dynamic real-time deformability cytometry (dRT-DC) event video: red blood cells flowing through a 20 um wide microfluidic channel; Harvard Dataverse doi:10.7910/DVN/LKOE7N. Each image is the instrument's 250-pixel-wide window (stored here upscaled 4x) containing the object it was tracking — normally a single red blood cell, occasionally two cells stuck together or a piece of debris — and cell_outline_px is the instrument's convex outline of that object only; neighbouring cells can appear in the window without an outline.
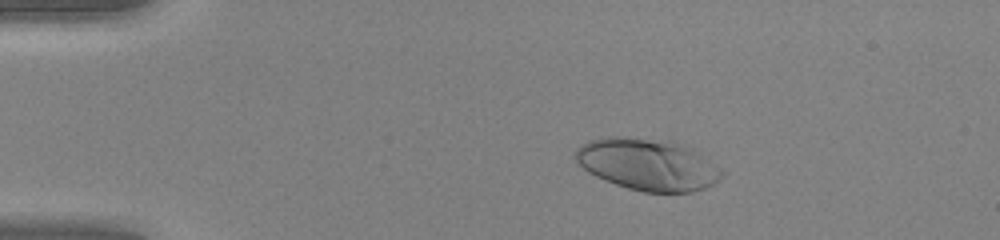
{"species": "human", "species_latin": "Homo sapiens", "temperature_condition": "warm", "stored_images_in_passage": 49, "camera_frame_rate_fps": 3000, "um_per_image_px": 0.085, "donor": {"sex": "female"}, "frame": {"image": 1, "passage_image": 9, "time_ms": 2.667, "image_size_px": [1000, 240], "cell_outline_px": [[728, 172], [724, 176], [712, 184], [704, 188], [692, 192], [644, 192], [628, 188], [604, 180], [588, 172], [576, 160], [576, 148], [588, 140], [608, 136], [616, 136], [672, 140], [684, 144], [692, 148]], "centroid_in_image_um": [55.1, 13.96], "position_along_channel_um": 29.9, "area_um2": 44.56}}
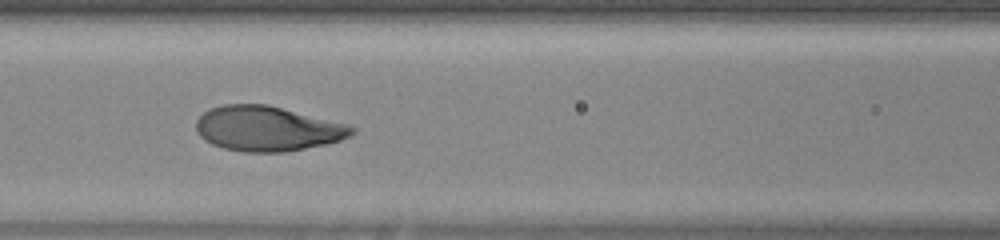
{"frame": {"image": 2, "passage_image": 22, "time_ms": 7.0, "image_size_px": [1000, 240], "cell_outline_px": [[356, 132], [352, 136], [340, 140], [324, 144], [284, 152], [244, 152], [224, 148], [212, 144], [204, 140], [196, 132], [196, 120], [204, 112], [212, 108], [224, 104], [268, 104], [348, 124], [356, 128]], "centroid_in_image_um": [22.73, 10.93], "position_along_channel_um": 143.9, "area_um2": 40.86}}
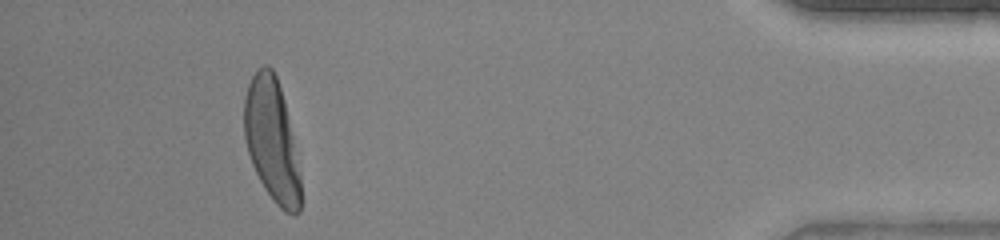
{"frame": {"image": 3, "passage_image": 45, "time_ms": 14.667, "image_size_px": [1000, 240], "cell_outline_px": [[300, 212], [296, 216], [292, 216], [284, 212], [276, 204], [264, 188], [252, 164], [248, 152], [244, 136], [244, 96], [248, 84], [256, 68], [264, 64], [268, 64], [272, 68], [276, 76], [284, 100], [300, 172]], "centroid_in_image_um": [23.09, 11.91], "position_along_channel_um": 412.1, "area_um2": 40.34}, "authors_computed_cell_mechanics": {"area_um2": 40.6334, "velocity_mm_per_s": 4.2058, "shape_relaxation_time_tau1_ms": 2.7168, "shape_relaxation_time_tau2_ms": null, "deformation_change_tau1": 0.1975, "deformation_change_tau2": null}}